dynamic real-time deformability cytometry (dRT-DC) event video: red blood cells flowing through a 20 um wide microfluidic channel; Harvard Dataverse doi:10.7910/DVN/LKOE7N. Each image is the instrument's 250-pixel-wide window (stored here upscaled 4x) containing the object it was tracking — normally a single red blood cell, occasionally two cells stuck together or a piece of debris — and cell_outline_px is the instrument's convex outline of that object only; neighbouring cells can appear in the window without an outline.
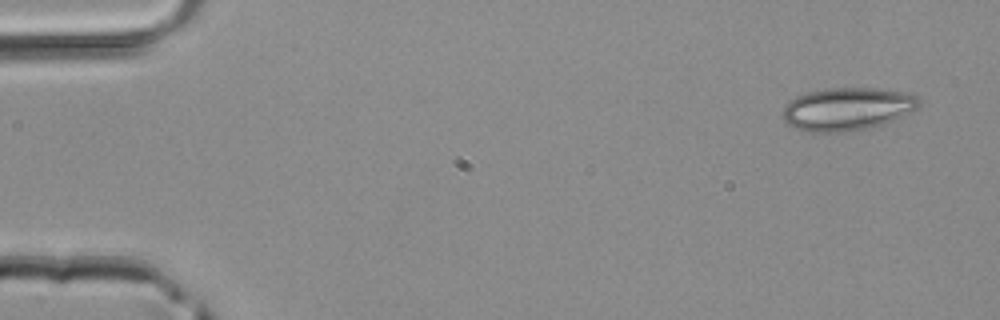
{"species": "common noctule bat (a hibernating species)", "species_latin": "Nyctalus noctula", "temperature_condition": "room temperature", "stored_images_in_passage": 3, "camera_frame_rate_fps": 3000, "um_per_image_px": 0.085, "animal": {"sex": "male", "body_mass_g": 20.4}, "frame": {"image": 1, "passage_image": 1, "time_ms": 0.0, "image_size_px": [1000, 320], "cell_outline_px": [[920, 104], [916, 108], [884, 124], [856, 132], [808, 132], [796, 128], [788, 124], [784, 120], [784, 108], [788, 100], [796, 96], [808, 92], [824, 88], [876, 88], [908, 92], [916, 96], [920, 100]], "centroid_in_image_um": [72.01, 9.26], "position_along_channel_um": 13.0, "area_um2": 34.28}}